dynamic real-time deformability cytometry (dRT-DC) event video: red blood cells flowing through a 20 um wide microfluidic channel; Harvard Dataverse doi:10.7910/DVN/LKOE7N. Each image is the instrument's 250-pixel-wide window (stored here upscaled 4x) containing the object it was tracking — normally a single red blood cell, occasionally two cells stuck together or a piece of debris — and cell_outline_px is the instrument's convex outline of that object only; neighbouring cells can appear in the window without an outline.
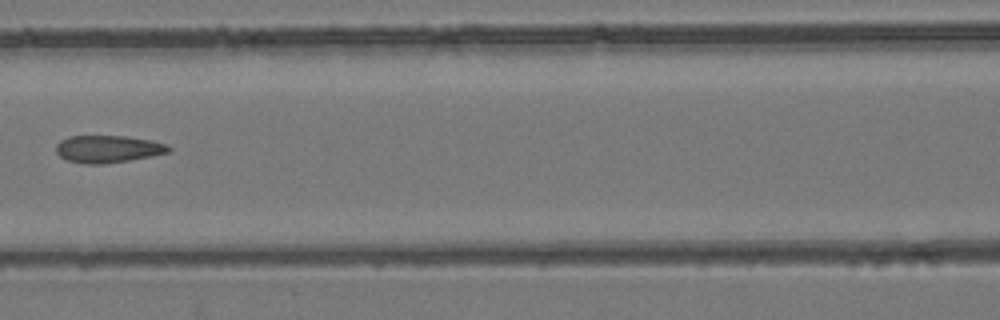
{"species": "common noctule bat (a hibernating species)", "species_latin": "Nyctalus noctula", "temperature_condition": "room temperature", "stored_images_in_passage": 7, "camera_frame_rate_fps": 3000, "um_per_image_px": 0.085, "animal": {"sex": "female", "body_mass_g": 24.6, "forearm_length_mm": 56.2}, "frame": {"image": 1, "passage_image": 7, "time_ms": 2.0, "image_size_px": [1000, 320], "cell_outline_px": [[172, 148], [168, 152], [152, 156], [128, 160], [100, 164], [84, 164], [68, 160], [60, 156], [56, 152], [56, 144], [60, 140], [68, 136], [124, 136], [152, 140], [164, 144]], "centroid_in_image_um": [9.14, 12.66], "position_along_channel_um": 157.5, "area_um2": 17.8}}